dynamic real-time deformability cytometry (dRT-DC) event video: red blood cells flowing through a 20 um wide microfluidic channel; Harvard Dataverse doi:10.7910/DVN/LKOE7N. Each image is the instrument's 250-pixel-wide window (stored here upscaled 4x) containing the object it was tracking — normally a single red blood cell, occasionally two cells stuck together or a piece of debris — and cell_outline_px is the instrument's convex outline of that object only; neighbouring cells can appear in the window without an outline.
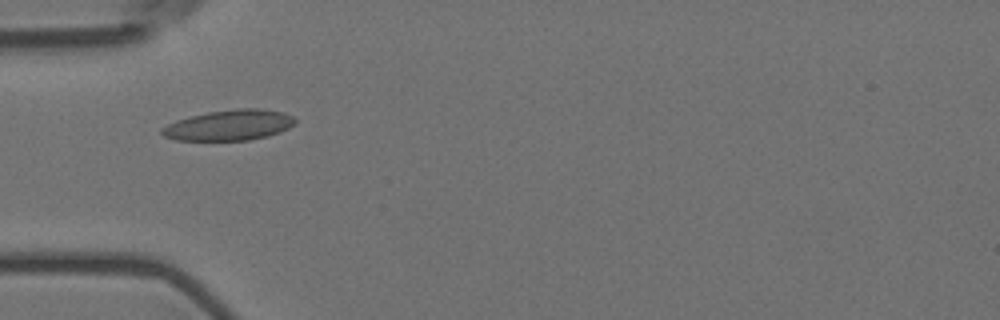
{"species": "Egyptian fruit bat (a non-hibernating species)", "species_latin": "Rousettus aegyptiacus", "temperature_condition": "room temperature", "stored_images_in_passage": 5, "camera_frame_rate_fps": 3000, "um_per_image_px": 0.085, "animal": {"sex": "female"}, "frame": {"image": 1, "passage_image": 2, "time_ms": 0.333, "image_size_px": [1000, 320], "cell_outline_px": [[296, 124], [280, 132], [268, 136], [248, 140], [176, 140], [164, 136], [160, 132], [160, 128], [176, 120], [208, 112], [236, 108], [260, 108], [284, 112], [292, 116], [296, 120]], "centroid_in_image_um": [19.5, 10.63], "position_along_channel_um": 65.5, "area_um2": 23.81}}
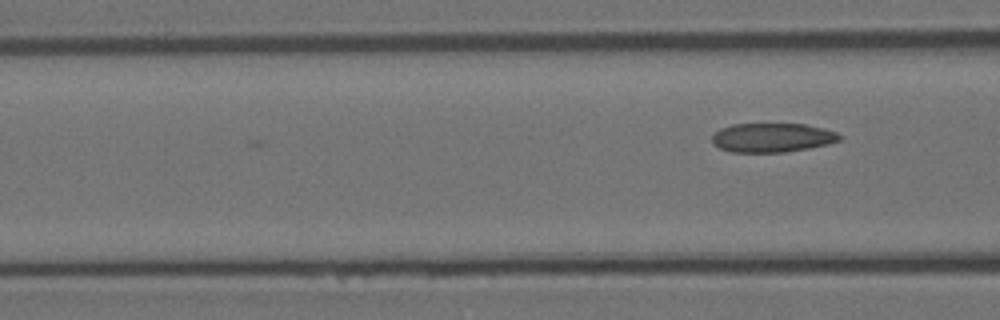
{"frame": {"image": 2, "passage_image": 5, "time_ms": 1.333, "image_size_px": [1000, 320], "cell_outline_px": [[844, 136], [840, 140], [828, 144], [808, 148], [784, 152], [732, 152], [720, 148], [712, 144], [712, 136], [720, 128], [732, 124], [804, 124], [824, 128], [836, 132]], "centroid_in_image_um": [65.65, 11.69], "position_along_channel_um": 101.0, "area_um2": 21.68}}